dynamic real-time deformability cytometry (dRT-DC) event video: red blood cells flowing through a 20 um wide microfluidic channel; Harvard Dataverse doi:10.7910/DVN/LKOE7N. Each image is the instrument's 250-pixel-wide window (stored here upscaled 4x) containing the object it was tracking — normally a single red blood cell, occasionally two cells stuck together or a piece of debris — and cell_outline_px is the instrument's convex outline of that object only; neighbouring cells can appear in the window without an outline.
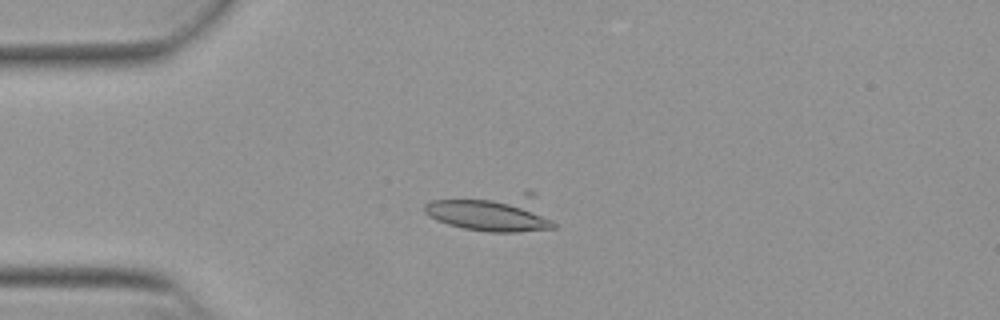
{"species": "Egyptian fruit bat (a non-hibernating species)", "species_latin": "Rousettus aegyptiacus", "temperature_condition": "warm", "stored_images_in_passage": 30, "camera_frame_rate_fps": 3000, "um_per_image_px": 0.085, "animal": {"sex": "female"}, "frame": {"image": 1, "passage_image": 4, "time_ms": 1.0, "image_size_px": [1000, 320], "cell_outline_px": [[556, 228], [516, 232], [488, 232], [464, 228], [448, 224], [436, 220], [428, 216], [424, 212], [424, 204], [432, 200], [524, 192], [536, 192], [556, 224]], "centroid_in_image_um": [41.93, 18.07], "position_along_channel_um": 43.1, "area_um2": 28.78}}
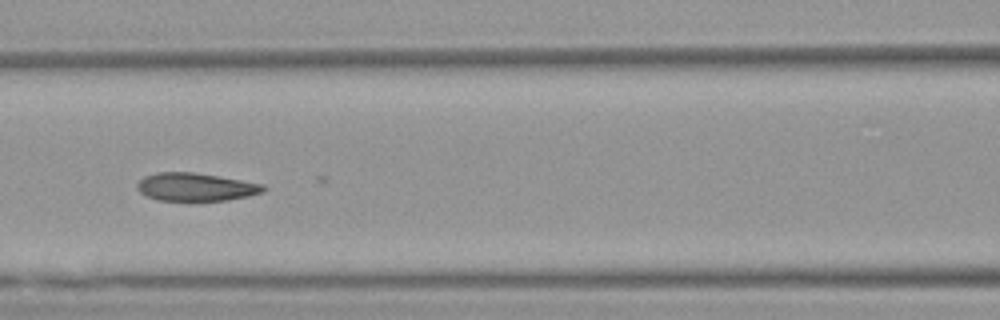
{"frame": {"image": 2, "passage_image": 14, "time_ms": 4.333, "image_size_px": [1000, 320], "cell_outline_px": [[268, 188], [264, 192], [248, 196], [228, 200], [160, 200], [148, 196], [140, 192], [136, 188], [136, 184], [144, 176], [156, 172], [192, 172], [220, 176], [264, 184]], "centroid_in_image_um": [16.66, 15.88], "position_along_channel_um": 149.9, "area_um2": 20.63}}
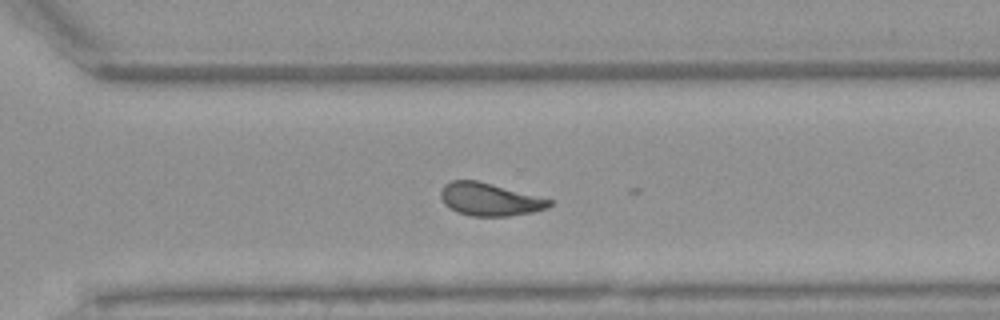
{"frame": {"image": 3, "passage_image": 28, "time_ms": 9.0, "image_size_px": [1000, 320], "cell_outline_px": [[556, 200], [548, 208], [532, 212], [508, 216], [472, 216], [456, 212], [444, 204], [440, 196], [440, 188], [444, 184], [452, 180], [476, 180]], "centroid_in_image_um": [41.63, 16.94], "position_along_channel_um": 329.0, "area_um2": 20.98}}